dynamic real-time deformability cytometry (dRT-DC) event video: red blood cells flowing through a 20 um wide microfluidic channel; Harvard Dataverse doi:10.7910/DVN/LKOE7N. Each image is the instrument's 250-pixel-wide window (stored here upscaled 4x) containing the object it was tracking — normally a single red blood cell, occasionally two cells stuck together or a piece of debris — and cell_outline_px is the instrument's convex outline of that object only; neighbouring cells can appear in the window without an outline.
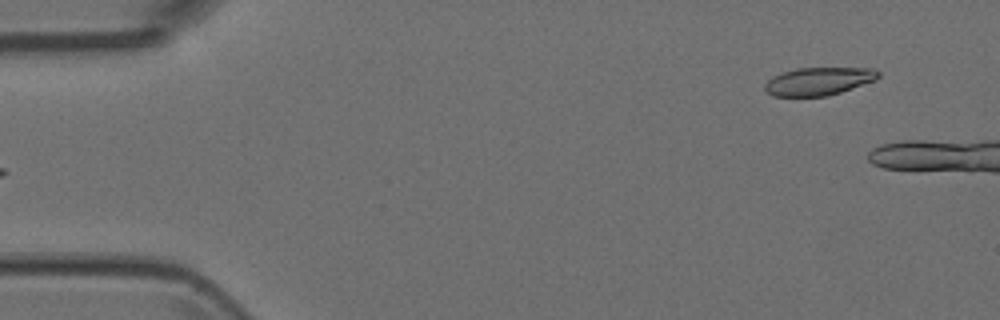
{"species": "Egyptian fruit bat (a non-hibernating species)", "species_latin": "Rousettus aegyptiacus", "temperature_condition": "room temperature", "stored_images_in_passage": 5, "segment_of_instrument_passage": [2, 2], "camera_frame_rate_fps": 3000, "um_per_image_px": 0.085, "animal": {"sex": "female"}, "frame": {"image": 1, "passage_image": 5, "time_ms": 1.333, "image_size_px": [1000, 320], "cell_outline_px": [[880, 76], [876, 80], [828, 96], [772, 96], [764, 88], [764, 84], [772, 76], [796, 68], [872, 68], [880, 72]], "centroid_in_image_um": [69.59, 6.9], "position_along_channel_um": 15.4, "area_um2": 18.44}}